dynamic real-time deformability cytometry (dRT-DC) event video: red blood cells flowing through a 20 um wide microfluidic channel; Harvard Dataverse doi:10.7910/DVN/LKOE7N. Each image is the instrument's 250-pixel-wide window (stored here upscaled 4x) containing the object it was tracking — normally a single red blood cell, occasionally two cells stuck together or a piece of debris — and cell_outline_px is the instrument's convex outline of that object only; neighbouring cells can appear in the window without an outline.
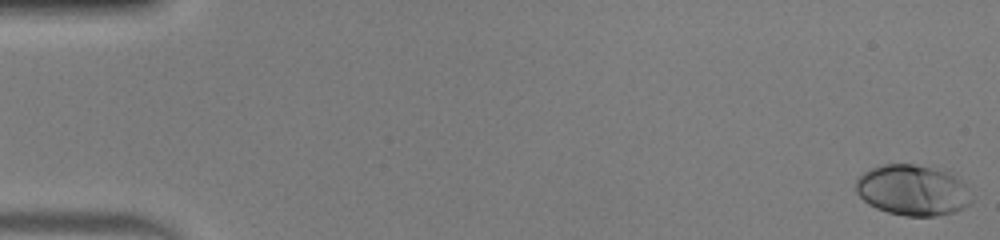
{"species": "human", "species_latin": "Homo sapiens", "temperature_condition": "warm", "stored_images_in_passage": 51, "camera_frame_rate_fps": 3000, "um_per_image_px": 0.085, "donor": {"sex": "male"}, "frame": {"image": 1, "passage_image": 1, "time_ms": 0.0, "image_size_px": [1000, 240], "cell_outline_px": [[972, 200], [968, 204], [952, 212], [936, 216], [904, 216], [888, 212], [876, 208], [868, 204], [856, 192], [856, 180], [864, 172], [872, 168], [884, 164], [916, 164], [944, 168], [960, 180], [964, 184]], "centroid_in_image_um": [77.56, 16.15], "position_along_channel_um": 7.4, "area_um2": 34.22}}
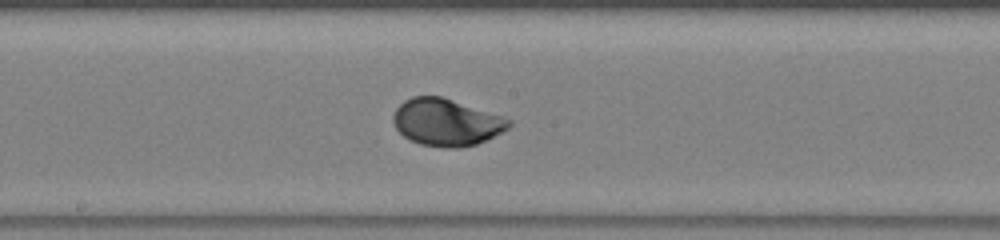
{"frame": {"image": 2, "passage_image": 28, "time_ms": 9.0, "image_size_px": [1000, 240], "cell_outline_px": [[512, 124], [508, 128], [476, 144], [456, 148], [444, 148], [420, 144], [404, 136], [396, 128], [392, 120], [392, 116], [396, 108], [404, 100], [412, 96], [440, 96], [504, 116], [512, 120]], "centroid_in_image_um": [37.92, 10.38], "position_along_channel_um": 210.3, "area_um2": 31.56}}
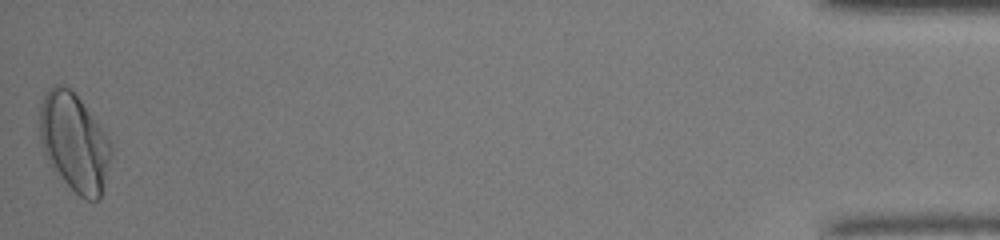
{"frame": {"image": 3, "passage_image": 51, "time_ms": 16.667, "image_size_px": [1000, 240], "cell_outline_px": [[112, 152], [100, 200], [88, 200], [80, 196], [64, 180], [44, 156], [40, 136], [40, 104], [44, 92], [48, 88], [56, 84], [64, 84], [72, 88], [108, 136], [112, 144]], "centroid_in_image_um": [6.31, 12.04], "position_along_channel_um": 428.9, "area_um2": 40.86}, "authors_computed_cell_mechanics": {"area_um2": 31.5588, "velocity_mm_per_s": 4.0753, "shape_relaxation_time_tau1_ms": 2.4397, "shape_relaxation_time_tau2_ms": null, "deformation_change_tau1": 0.164, "deformation_change_tau2": null}}